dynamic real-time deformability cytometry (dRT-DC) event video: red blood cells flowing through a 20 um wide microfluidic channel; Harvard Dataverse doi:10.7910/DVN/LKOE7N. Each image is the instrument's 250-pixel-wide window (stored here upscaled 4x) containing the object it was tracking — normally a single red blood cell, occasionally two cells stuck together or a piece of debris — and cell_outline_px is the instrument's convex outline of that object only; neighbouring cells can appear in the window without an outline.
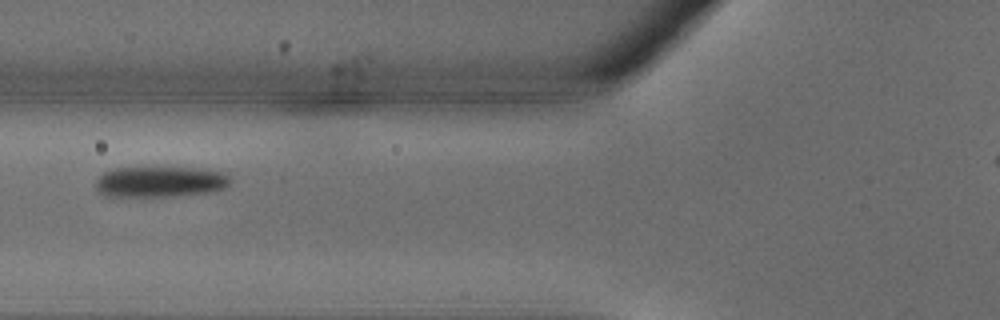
{"species": "common noctule bat (a hibernating species)", "species_latin": "Nyctalus noctula", "temperature_condition": "warm", "stored_images_in_passage": 24, "camera_frame_rate_fps": 3000, "um_per_image_px": 0.085, "animal": {"sex": "male", "body_mass_g": 18.8}, "frame": {"image": 1, "passage_image": 7, "time_ms": 2.0, "image_size_px": [1000, 320], "cell_outline_px": [[232, 180], [224, 188], [212, 192], [176, 196], [108, 196], [100, 192], [96, 188], [96, 180], [104, 172], [112, 168], [192, 168], [224, 172]], "centroid_in_image_um": [13.62, 15.45], "position_along_channel_um": 112.2, "area_um2": 23.99}}
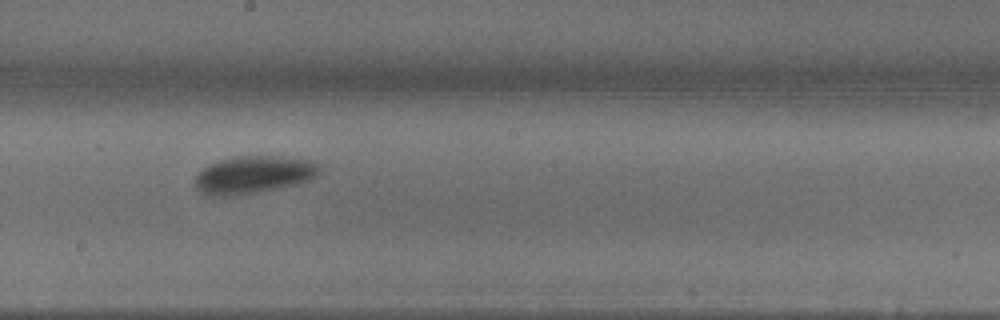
{"frame": {"image": 2, "passage_image": 13, "time_ms": 4.0, "image_size_px": [1000, 320], "cell_outline_px": [[320, 172], [316, 176], [308, 180], [296, 184], [256, 192], [232, 196], [208, 196], [196, 188], [196, 176], [204, 168], [220, 160], [236, 156], [272, 156], [312, 160], [320, 164]], "centroid_in_image_um": [21.57, 14.85], "position_along_channel_um": 226.6, "area_um2": 26.93}}
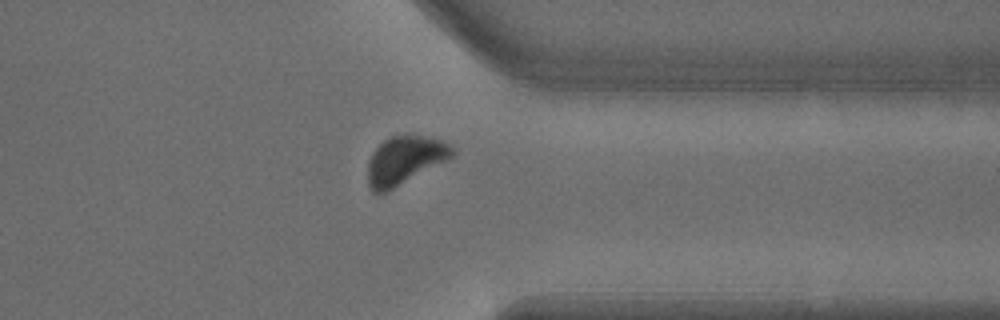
{"frame": {"image": 3, "passage_image": 21, "time_ms": 6.667, "image_size_px": [1000, 320], "cell_outline_px": [[456, 152], [452, 156], [388, 192], [380, 196], [376, 196], [372, 192], [368, 184], [368, 160], [372, 152], [384, 140], [392, 136], [420, 136], [440, 140], [448, 144]], "centroid_in_image_um": [34.32, 13.68], "position_along_channel_um": 377.1, "area_um2": 23.47}}